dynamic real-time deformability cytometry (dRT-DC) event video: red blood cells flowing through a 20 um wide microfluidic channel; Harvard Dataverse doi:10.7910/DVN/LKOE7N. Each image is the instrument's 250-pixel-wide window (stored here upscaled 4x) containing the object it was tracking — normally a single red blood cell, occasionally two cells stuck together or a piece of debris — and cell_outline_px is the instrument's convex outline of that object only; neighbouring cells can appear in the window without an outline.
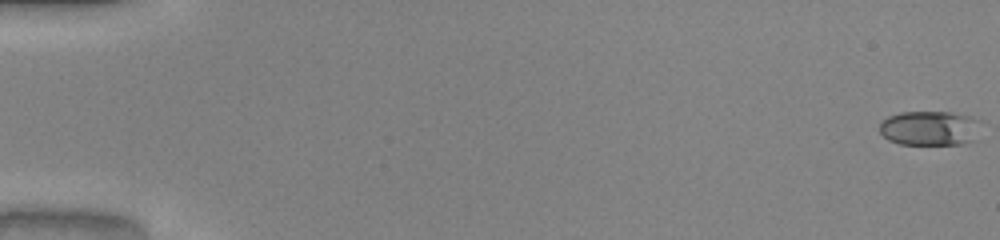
{"species": "common noctule bat (a hibernating species)", "species_latin": "Nyctalus noctula", "temperature_condition": "warm", "stored_images_in_passage": 52, "camera_frame_rate_fps": 3000, "um_per_image_px": 0.085, "animal": {"sex": "male", "body_mass_g": 20.0, "forearm_length_mm": 53.3}, "frame": {"image": 1, "passage_image": 1, "time_ms": 0.0, "image_size_px": [1000, 240], "cell_outline_px": [[980, 120], [976, 140], [964, 144], [900, 144], [888, 140], [880, 132], [880, 124], [888, 116], [900, 112], [952, 112], [972, 116]], "centroid_in_image_um": [79.06, 10.89], "position_along_channel_um": 5.9, "area_um2": 20.63}}
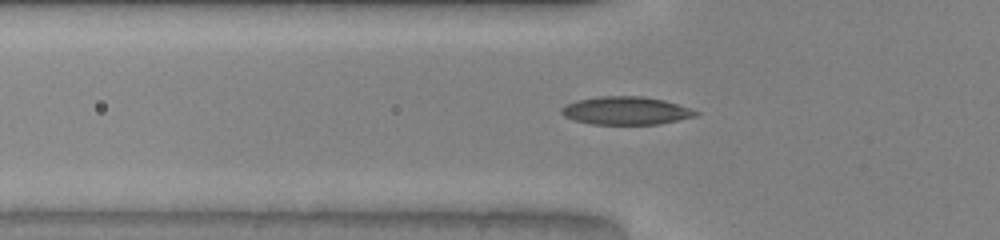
{"frame": {"image": 2, "passage_image": 19, "time_ms": 6.0, "image_size_px": [1000, 240], "cell_outline_px": [[700, 112], [696, 116], [660, 124], [592, 124], [572, 120], [564, 116], [560, 112], [560, 108], [564, 104], [576, 100], [600, 96], [644, 96], [664, 100]], "centroid_in_image_um": [53.14, 9.4], "position_along_channel_um": 72.7, "area_um2": 22.02}}
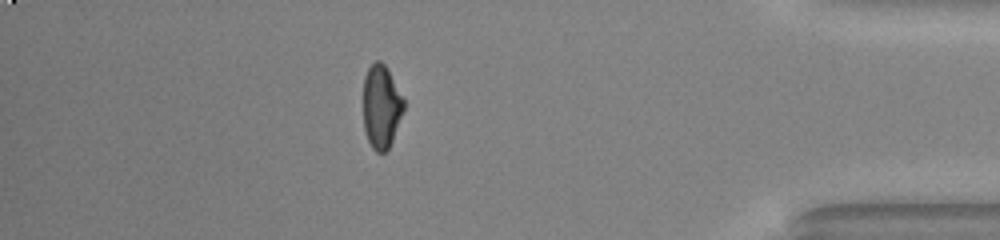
{"frame": {"image": 3, "passage_image": 46, "time_ms": 15.0, "image_size_px": [1000, 240], "cell_outline_px": [[404, 108], [392, 140], [388, 148], [384, 152], [376, 152], [372, 148], [368, 140], [364, 128], [364, 76], [368, 68], [376, 60], [380, 60], [388, 68], [404, 100]], "centroid_in_image_um": [32.4, 9.04], "position_along_channel_um": 402.8, "area_um2": 19.48}, "authors_computed_cell_mechanics": {"area_um2": 20.3167, "velocity_mm_per_s": 4.0855, "shape_relaxation_time_tau1_ms": 5.4303, "shape_relaxation_time_tau2_ms": 1.7334, "deformation_change_tau1": 0.2083, "deformation_change_tau2": 0.0651}}